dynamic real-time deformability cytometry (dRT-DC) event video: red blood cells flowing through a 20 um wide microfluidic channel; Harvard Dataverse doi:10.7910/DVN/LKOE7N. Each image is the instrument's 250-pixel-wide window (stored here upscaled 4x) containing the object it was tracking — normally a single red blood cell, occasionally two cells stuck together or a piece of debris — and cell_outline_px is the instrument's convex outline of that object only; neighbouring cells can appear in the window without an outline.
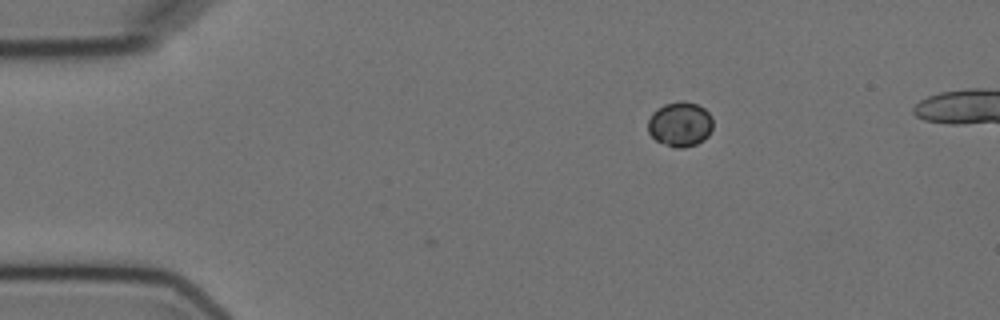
{"species": "Egyptian fruit bat (a non-hibernating species)", "species_latin": "Rousettus aegyptiacus", "temperature_condition": "cold", "stored_images_in_passage": 4, "camera_frame_rate_fps": 3000, "um_per_image_px": 0.085, "animal": {"sex": "female"}, "frame": {"image": 1, "passage_image": 1, "time_ms": 0.0, "image_size_px": [1000, 320], "cell_outline_px": [[712, 128], [708, 136], [704, 140], [696, 144], [684, 148], [676, 148], [664, 144], [656, 140], [648, 132], [648, 120], [652, 112], [656, 108], [664, 104], [680, 100], [684, 100], [696, 104], [704, 108], [712, 116]], "centroid_in_image_um": [57.8, 10.55], "position_along_channel_um": 27.2, "area_um2": 17.17}}